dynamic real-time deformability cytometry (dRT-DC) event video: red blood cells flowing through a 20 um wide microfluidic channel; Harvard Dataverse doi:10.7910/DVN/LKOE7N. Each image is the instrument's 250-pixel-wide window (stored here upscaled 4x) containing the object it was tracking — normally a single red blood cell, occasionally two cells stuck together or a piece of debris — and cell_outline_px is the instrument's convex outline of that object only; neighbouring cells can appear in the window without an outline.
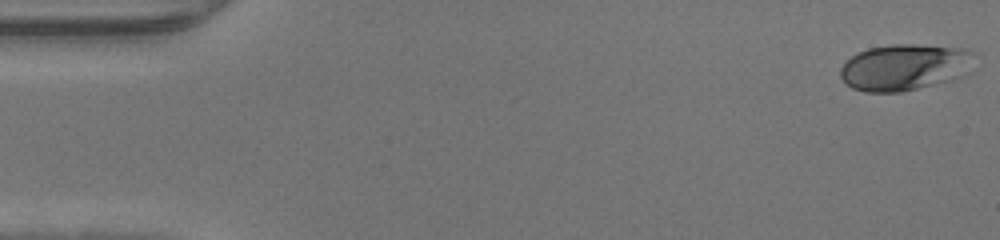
{"species": "human", "species_latin": "Homo sapiens", "temperature_condition": "warm", "stored_images_in_passage": 47, "camera_frame_rate_fps": 3000, "um_per_image_px": 0.085, "donor": {"sex": "male"}, "frame": {"image": 1, "passage_image": 1, "time_ms": 0.0, "image_size_px": [1000, 240], "cell_outline_px": [[976, 52], [960, 76], [948, 80], [900, 92], [864, 92], [852, 88], [840, 76], [840, 68], [852, 56], [868, 48], [892, 44], [916, 44], [964, 48]], "centroid_in_image_um": [76.83, 5.69], "position_along_channel_um": 8.2, "area_um2": 35.55}}
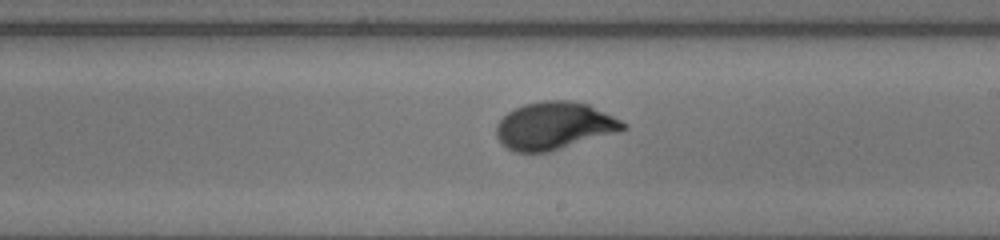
{"frame": {"image": 2, "passage_image": 27, "time_ms": 8.667, "image_size_px": [1000, 240], "cell_outline_px": [[628, 128], [616, 132], [548, 152], [512, 152], [496, 136], [496, 124], [508, 112], [524, 104], [544, 100], [568, 100], [588, 104], [628, 124]], "centroid_in_image_um": [47.09, 10.68], "position_along_channel_um": 241.9, "area_um2": 34.74}}
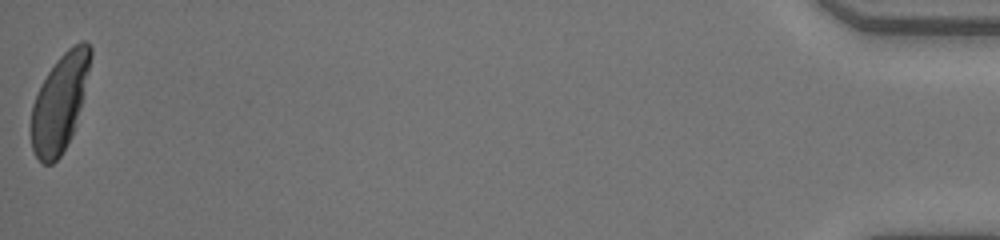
{"frame": {"image": 3, "passage_image": 47, "time_ms": 15.333, "image_size_px": [1000, 240], "cell_outline_px": [[92, 56], [80, 108], [72, 136], [60, 156], [52, 164], [44, 164], [36, 156], [32, 148], [32, 104], [48, 72], [56, 60], [72, 44], [80, 40], [84, 40], [92, 48]], "centroid_in_image_um": [5.1, 8.7], "position_along_channel_um": 430.1, "area_um2": 33.06}}